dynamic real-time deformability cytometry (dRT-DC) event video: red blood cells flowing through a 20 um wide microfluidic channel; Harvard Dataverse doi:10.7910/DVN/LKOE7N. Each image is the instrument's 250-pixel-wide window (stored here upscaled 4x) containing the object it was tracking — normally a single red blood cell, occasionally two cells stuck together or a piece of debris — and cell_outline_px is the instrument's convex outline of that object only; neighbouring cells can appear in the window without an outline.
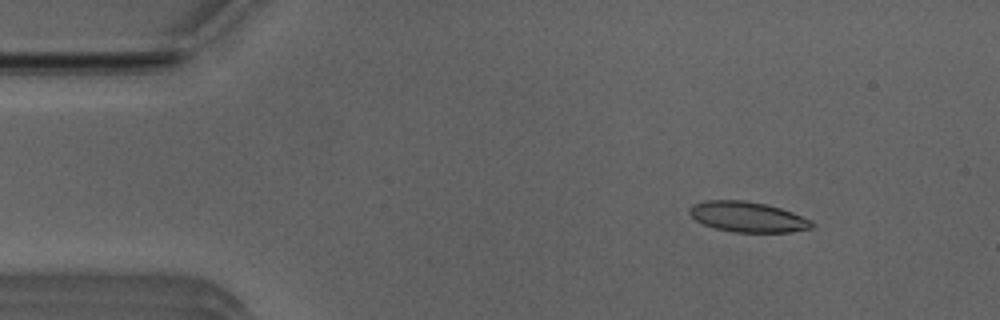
{"species": "Egyptian fruit bat (a non-hibernating species)", "species_latin": "Rousettus aegyptiacus", "temperature_condition": "room temperature", "stored_images_in_passage": 38, "camera_frame_rate_fps": 3000, "um_per_image_px": 0.085, "animal": {"sex": "male"}, "frame": {"image": 1, "passage_image": 4, "time_ms": 1.0, "image_size_px": [1000, 320], "cell_outline_px": [[816, 224], [812, 228], [792, 232], [732, 232], [716, 228], [704, 224], [696, 220], [688, 212], [688, 208], [692, 204], [704, 200], [744, 200], [764, 204], [780, 208], [792, 212], [812, 220]], "centroid_in_image_um": [63.56, 18.43], "position_along_channel_um": 21.4, "area_um2": 21.73}}
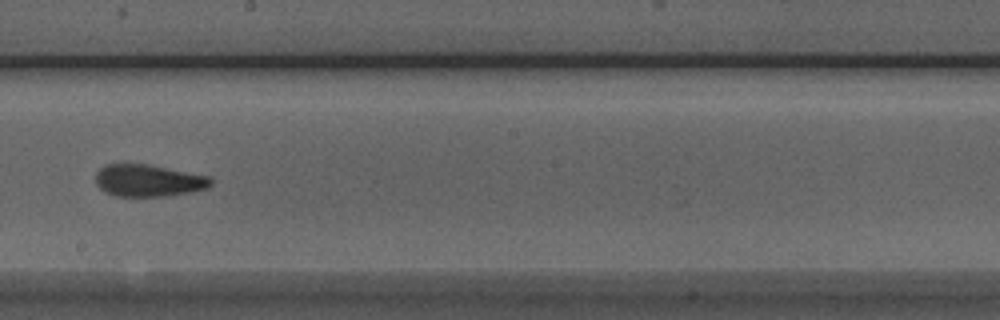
{"frame": {"image": 2, "passage_image": 26, "time_ms": 8.333, "image_size_px": [1000, 320], "cell_outline_px": [[212, 184], [208, 188], [188, 192], [164, 196], [116, 196], [104, 192], [96, 184], [96, 172], [104, 164], [148, 164], [212, 176]], "centroid_in_image_um": [12.62, 15.34], "position_along_channel_um": 235.6, "area_um2": 21.68}}
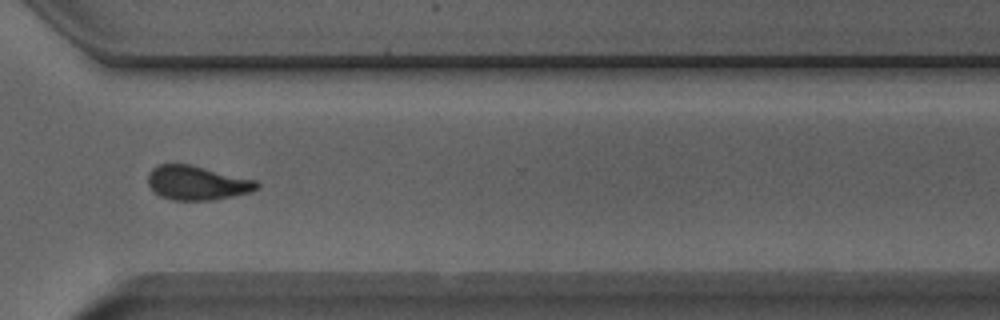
{"frame": {"image": 3, "passage_image": 35, "time_ms": 11.333, "image_size_px": [1000, 320], "cell_outline_px": [[260, 188], [252, 192], [216, 200], [172, 200], [160, 196], [148, 184], [148, 172], [156, 164], [188, 164], [256, 180], [260, 184]], "centroid_in_image_um": [16.76, 15.55], "position_along_channel_um": 353.8, "area_um2": 21.79}, "authors_computed_cell_mechanics": {"area_um2": 21.7906, "velocity_mm_per_s": 3.9435, "shape_relaxation_time_tau1_ms": null, "shape_relaxation_time_tau2_ms": 1.9922, "deformation_change_tau1": null, "deformation_change_tau2": 0.092}}